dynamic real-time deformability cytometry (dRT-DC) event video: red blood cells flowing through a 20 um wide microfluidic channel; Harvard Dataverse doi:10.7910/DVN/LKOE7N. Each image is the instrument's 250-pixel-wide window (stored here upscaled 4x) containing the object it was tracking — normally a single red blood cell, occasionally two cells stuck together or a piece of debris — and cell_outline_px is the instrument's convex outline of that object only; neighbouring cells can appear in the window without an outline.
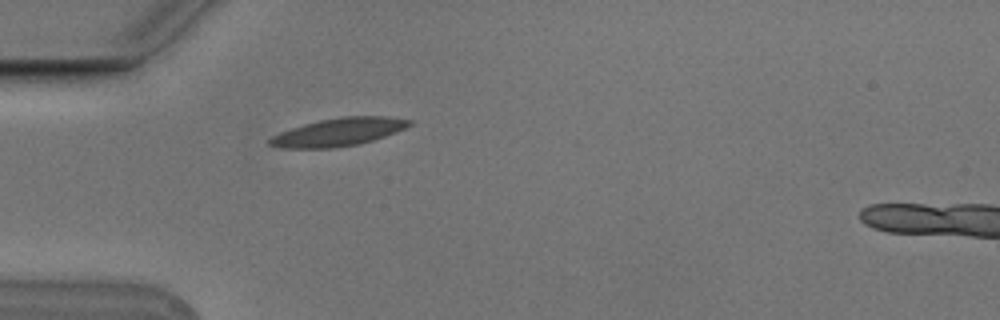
{"species": "Egyptian fruit bat (a non-hibernating species)", "species_latin": "Rousettus aegyptiacus", "temperature_condition": "cold", "stored_images_in_passage": 2, "camera_frame_rate_fps": 3000, "um_per_image_px": 0.085, "animal": {"sex": "male"}, "frame": {"image": 1, "passage_image": 1, "time_ms": 0.0, "image_size_px": [1000, 320], "cell_outline_px": [[412, 124], [396, 132], [372, 140], [356, 144], [332, 148], [284, 148], [268, 144], [268, 140], [272, 136], [280, 132], [304, 124], [320, 120], [340, 116], [384, 116], [412, 120]], "centroid_in_image_um": [28.77, 11.21], "position_along_channel_um": 56.2, "area_um2": 22.48}}